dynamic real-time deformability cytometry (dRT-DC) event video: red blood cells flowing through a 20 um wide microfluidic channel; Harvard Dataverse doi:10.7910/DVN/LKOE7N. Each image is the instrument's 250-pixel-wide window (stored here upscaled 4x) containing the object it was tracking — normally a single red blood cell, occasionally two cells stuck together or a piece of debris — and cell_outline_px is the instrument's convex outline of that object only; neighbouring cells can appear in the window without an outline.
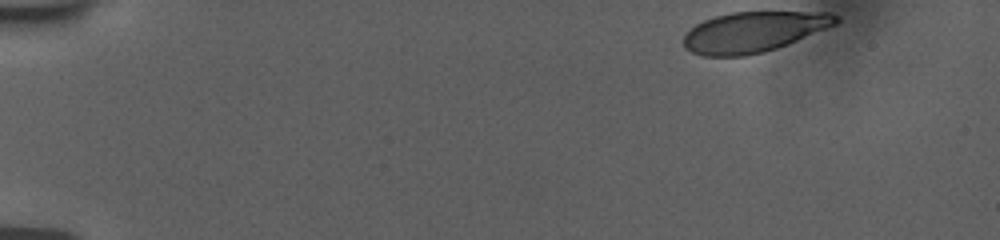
{"species": "human", "species_latin": "Homo sapiens", "temperature_condition": "room temperature", "stored_images_in_passage": 28, "camera_frame_rate_fps": 3000, "um_per_image_px": 0.085, "donor": {"sex": "female"}, "frame": {"image": 1, "passage_image": 1, "time_ms": 0.0, "image_size_px": [1000, 240], "cell_outline_px": [[840, 20], [836, 24], [776, 48], [764, 52], [744, 56], [704, 56], [692, 52], [684, 48], [684, 36], [696, 24], [704, 20], [716, 16], [732, 12], [828, 12], [840, 16]], "centroid_in_image_um": [64.05, 2.71], "position_along_channel_um": 20.9, "area_um2": 35.55}}
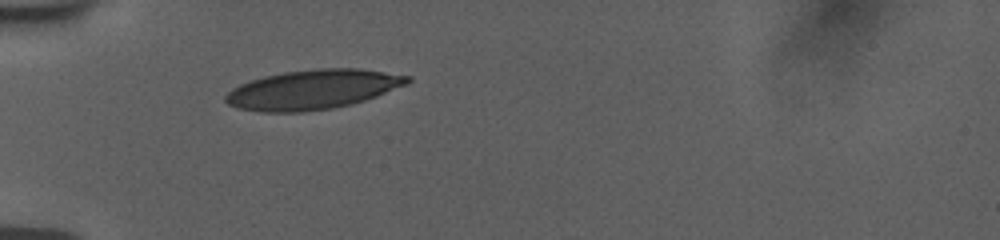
{"frame": {"image": 2, "passage_image": 20, "time_ms": 4.0, "image_size_px": [1000, 240], "cell_outline_px": [[412, 80], [408, 84], [376, 96], [352, 104], [332, 108], [300, 112], [260, 112], [240, 108], [228, 104], [224, 100], [224, 96], [232, 88], [240, 84], [264, 76], [284, 72], [316, 68], [360, 68], [412, 76]], "centroid_in_image_um": [26.61, 7.6], "position_along_channel_um": 58.4, "area_um2": 41.96}}
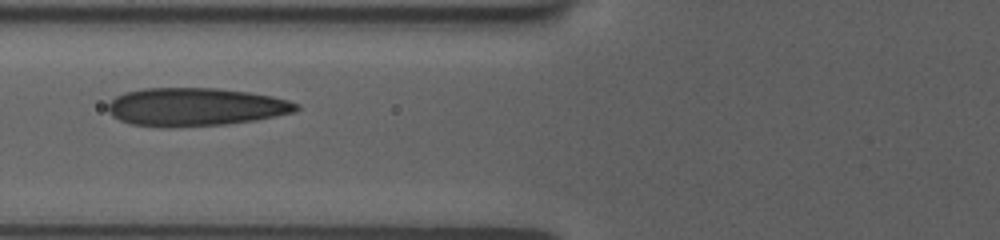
{"frame": {"image": 3, "passage_image": 27, "time_ms": 5.667, "image_size_px": [1000, 240], "cell_outline_px": [[300, 108], [296, 112], [256, 120], [224, 124], [168, 128], [160, 128], [132, 124], [120, 120], [112, 116], [108, 112], [108, 104], [116, 96], [124, 92], [144, 88], [216, 88], [248, 92], [272, 96], [288, 100], [300, 104]], "centroid_in_image_um": [16.61, 9.09], "position_along_channel_um": 109.2, "area_um2": 42.19}}